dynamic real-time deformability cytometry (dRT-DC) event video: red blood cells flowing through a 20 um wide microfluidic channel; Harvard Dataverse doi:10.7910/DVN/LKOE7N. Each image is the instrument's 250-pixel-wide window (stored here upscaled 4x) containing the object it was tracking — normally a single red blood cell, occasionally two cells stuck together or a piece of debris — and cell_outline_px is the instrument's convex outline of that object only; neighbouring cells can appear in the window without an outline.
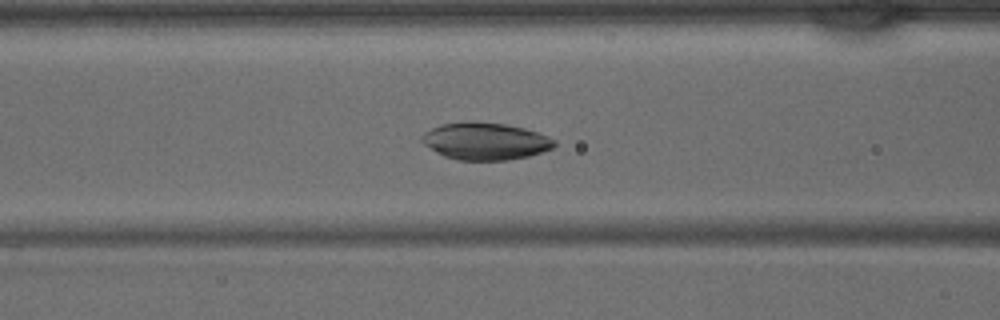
{"species": "common noctule bat (a hibernating species)", "species_latin": "Nyctalus noctula", "temperature_condition": "warm", "stored_images_in_passage": 38, "camera_frame_rate_fps": 3000, "um_per_image_px": 0.085, "animal": {"sex": "male", "body_mass_g": 15.6}, "frame": {"image": 1, "passage_image": 12, "time_ms": 3.667, "image_size_px": [1000, 320], "cell_outline_px": [[556, 144], [552, 148], [528, 156], [508, 160], [456, 160], [444, 156], [436, 152], [424, 144], [420, 140], [420, 136], [424, 132], [440, 124], [504, 124], [524, 128], [548, 136], [556, 140]], "centroid_in_image_um": [41.25, 12.04], "position_along_channel_um": 125.3, "area_um2": 27.98}}
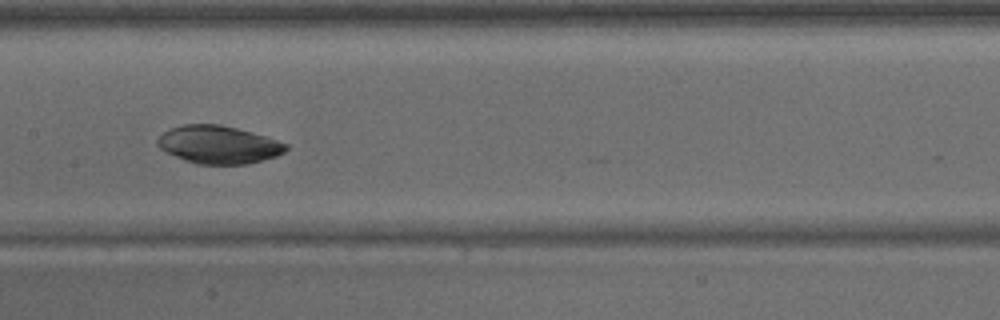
{"frame": {"image": 2, "passage_image": 16, "time_ms": 5.0, "image_size_px": [1000, 320], "cell_outline_px": [[288, 148], [284, 152], [276, 156], [248, 164], [196, 164], [184, 160], [164, 152], [156, 144], [156, 140], [164, 132], [172, 128], [184, 124], [220, 124], [236, 128], [264, 136], [288, 144]], "centroid_in_image_um": [18.54, 12.3], "position_along_channel_um": 188.9, "area_um2": 28.26}}
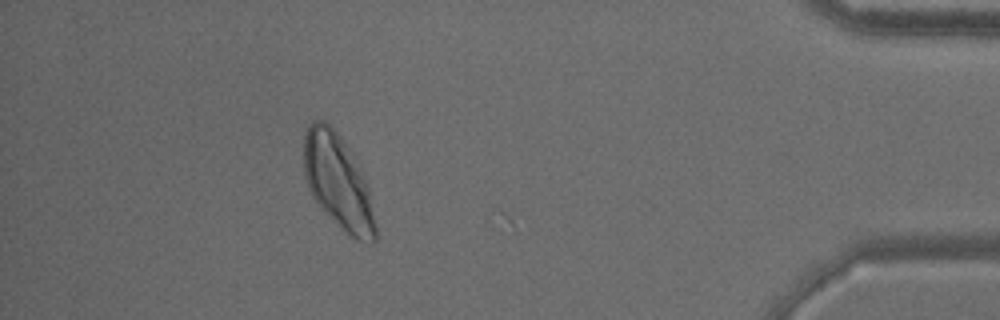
{"frame": {"image": 3, "passage_image": 33, "time_ms": 10.667, "image_size_px": [1000, 320], "cell_outline_px": [[376, 240], [372, 244], [356, 240], [348, 236], [320, 208], [312, 196], [304, 176], [304, 132], [308, 124], [312, 120], [324, 120], [340, 136], [348, 148], [368, 188], [376, 228]], "centroid_in_image_um": [28.7, 15.49], "position_along_channel_um": 406.5, "area_um2": 39.13}}